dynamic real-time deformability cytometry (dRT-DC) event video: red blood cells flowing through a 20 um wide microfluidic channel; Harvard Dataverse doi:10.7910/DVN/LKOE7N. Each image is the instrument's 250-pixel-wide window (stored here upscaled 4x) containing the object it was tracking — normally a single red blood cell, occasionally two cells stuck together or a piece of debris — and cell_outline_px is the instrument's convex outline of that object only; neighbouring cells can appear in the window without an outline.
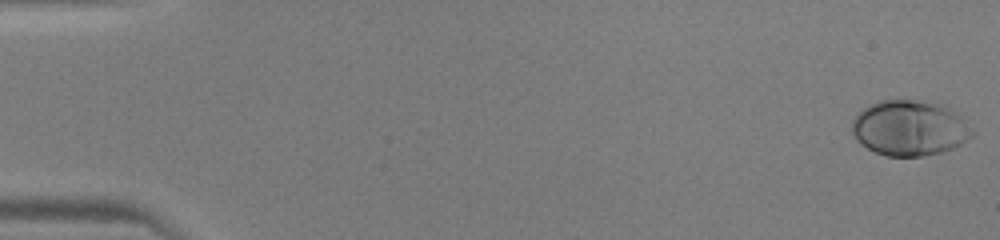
{"species": "human", "species_latin": "Homo sapiens", "temperature_condition": "warm", "stored_images_in_passage": 47, "camera_frame_rate_fps": 3000, "um_per_image_px": 0.085, "donor": {"sex": "male"}, "frame": {"image": 1, "passage_image": 1, "time_ms": 0.0, "image_size_px": [1000, 240], "cell_outline_px": [[976, 132], [972, 136], [960, 144], [952, 148], [940, 152], [924, 156], [884, 156], [868, 148], [856, 140], [852, 132], [852, 120], [864, 108], [880, 100], [916, 100], [948, 104]], "centroid_in_image_um": [77.35, 10.87], "position_along_channel_um": 7.7, "area_um2": 38.96}}
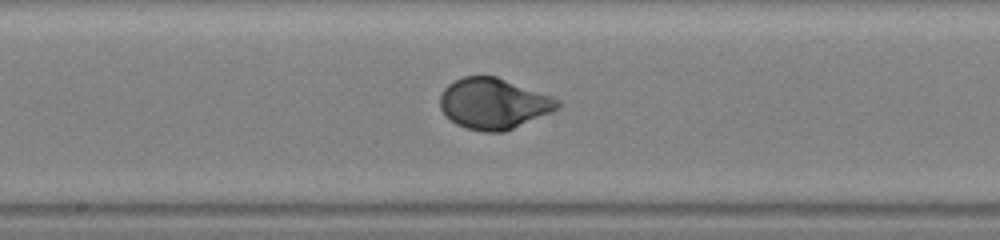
{"frame": {"image": 2, "passage_image": 26, "time_ms": 8.333, "image_size_px": [1000, 240], "cell_outline_px": [[560, 108], [552, 112], [504, 132], [484, 132], [468, 128], [456, 124], [440, 108], [440, 92], [448, 84], [464, 76], [496, 76], [552, 96], [560, 100]], "centroid_in_image_um": [41.97, 8.8], "position_along_channel_um": 206.2, "area_um2": 34.74}}
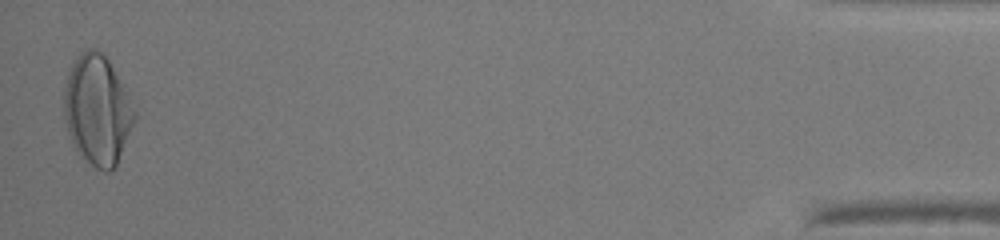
{"frame": {"image": 3, "passage_image": 47, "time_ms": 15.333, "image_size_px": [1000, 240], "cell_outline_px": [[136, 120], [116, 164], [108, 172], [104, 172], [84, 164], [76, 152], [68, 132], [64, 120], [64, 88], [68, 68], [80, 52], [88, 48], [96, 48], [104, 52], [136, 112]], "centroid_in_image_um": [8.23, 9.38], "position_along_channel_um": 427.0, "area_um2": 45.49}}